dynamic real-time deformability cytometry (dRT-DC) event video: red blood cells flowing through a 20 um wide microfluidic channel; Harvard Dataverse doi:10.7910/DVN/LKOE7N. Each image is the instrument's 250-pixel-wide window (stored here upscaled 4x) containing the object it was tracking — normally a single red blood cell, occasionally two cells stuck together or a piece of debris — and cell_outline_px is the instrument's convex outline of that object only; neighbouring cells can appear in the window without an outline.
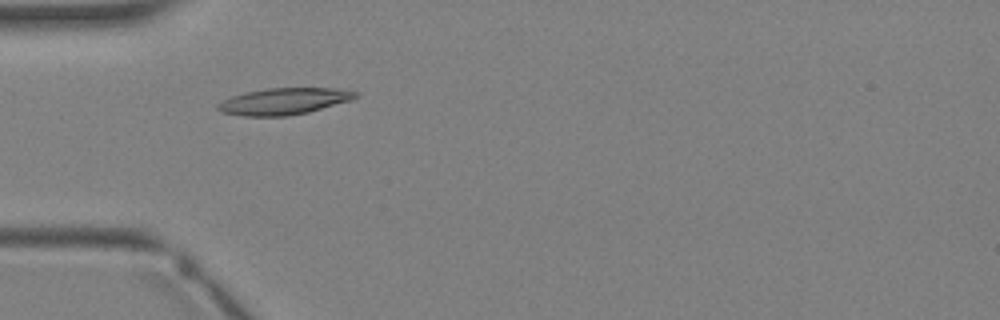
{"species": "Egyptian fruit bat (a non-hibernating species)", "species_latin": "Rousettus aegyptiacus", "temperature_condition": "warm", "stored_images_in_passage": 2, "camera_frame_rate_fps": 3000, "um_per_image_px": 0.085, "animal": {"sex": "female"}, "frame": {"image": 1, "passage_image": 2, "time_ms": 1.0, "image_size_px": [1000, 320], "cell_outline_px": [[360, 96], [352, 100], [308, 112], [288, 116], [244, 116], [220, 112], [216, 108], [216, 104], [232, 96], [244, 92], [268, 88], [336, 88], [360, 92]], "centroid_in_image_um": [24.15, 8.6], "position_along_channel_um": 60.8, "area_um2": 21.5}}